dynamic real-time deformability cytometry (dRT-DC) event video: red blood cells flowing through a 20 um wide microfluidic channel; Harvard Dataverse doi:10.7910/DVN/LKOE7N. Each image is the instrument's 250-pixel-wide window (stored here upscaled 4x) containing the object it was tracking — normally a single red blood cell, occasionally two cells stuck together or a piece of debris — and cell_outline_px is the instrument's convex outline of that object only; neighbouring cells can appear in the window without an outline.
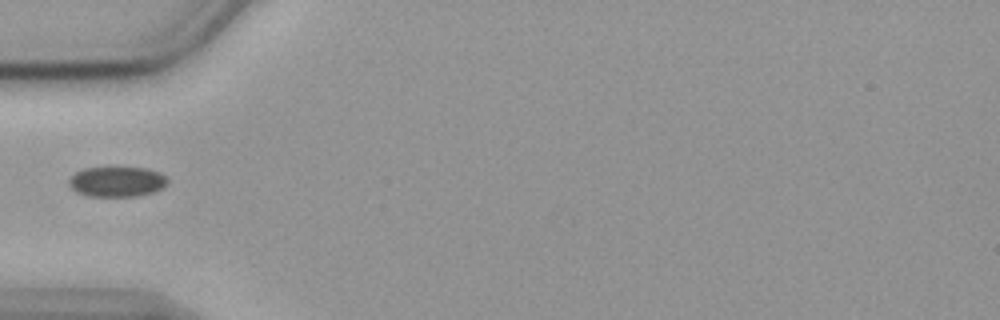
{"species": "common noctule bat (a hibernating species)", "species_latin": "Nyctalus noctula", "temperature_condition": "cold", "stored_images_in_passage": 22, "camera_frame_rate_fps": 3000, "um_per_image_px": 0.085, "animal": {"sex": "female", "body_mass_g": 19.9}, "frame": {"image": 1, "passage_image": 1, "time_ms": 0.0, "image_size_px": [1000, 320], "cell_outline_px": [[168, 184], [152, 192], [136, 196], [88, 196], [76, 192], [68, 184], [68, 180], [76, 172], [84, 168], [148, 168], [160, 172], [168, 180]], "centroid_in_image_um": [9.93, 15.44], "position_along_channel_um": 75.1, "area_um2": 17.22}}
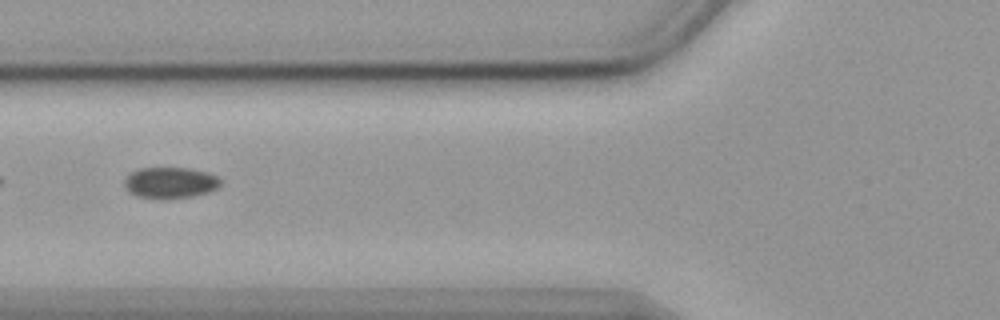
{"frame": {"image": 2, "passage_image": 4, "time_ms": 1.0, "image_size_px": [1000, 320], "cell_outline_px": [[220, 184], [216, 188], [208, 192], [192, 196], [136, 196], [128, 192], [124, 184], [124, 180], [128, 172], [140, 168], [188, 168], [208, 172], [216, 176], [220, 180]], "centroid_in_image_um": [14.43, 15.48], "position_along_channel_um": 111.4, "area_um2": 16.88}}
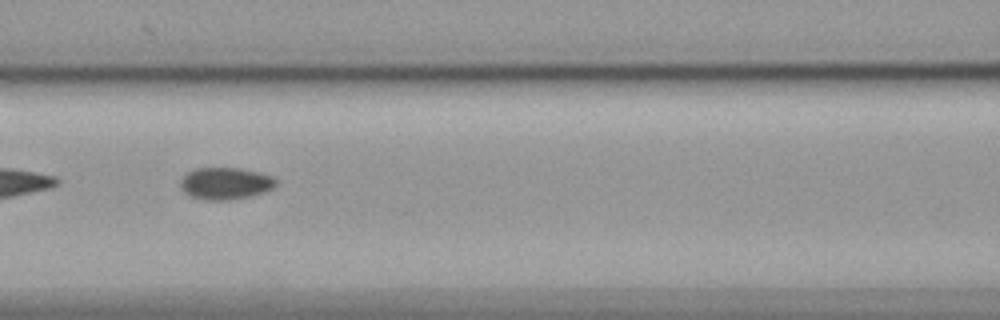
{"frame": {"image": 3, "passage_image": 7, "time_ms": 2.0, "image_size_px": [1000, 320], "cell_outline_px": [[276, 184], [272, 188], [264, 192], [248, 196], [224, 200], [208, 200], [192, 196], [184, 192], [180, 184], [180, 180], [188, 172], [196, 168], [240, 168], [260, 172], [272, 176], [276, 180]], "centroid_in_image_um": [19.16, 15.57], "position_along_channel_um": 147.4, "area_um2": 17.57}}